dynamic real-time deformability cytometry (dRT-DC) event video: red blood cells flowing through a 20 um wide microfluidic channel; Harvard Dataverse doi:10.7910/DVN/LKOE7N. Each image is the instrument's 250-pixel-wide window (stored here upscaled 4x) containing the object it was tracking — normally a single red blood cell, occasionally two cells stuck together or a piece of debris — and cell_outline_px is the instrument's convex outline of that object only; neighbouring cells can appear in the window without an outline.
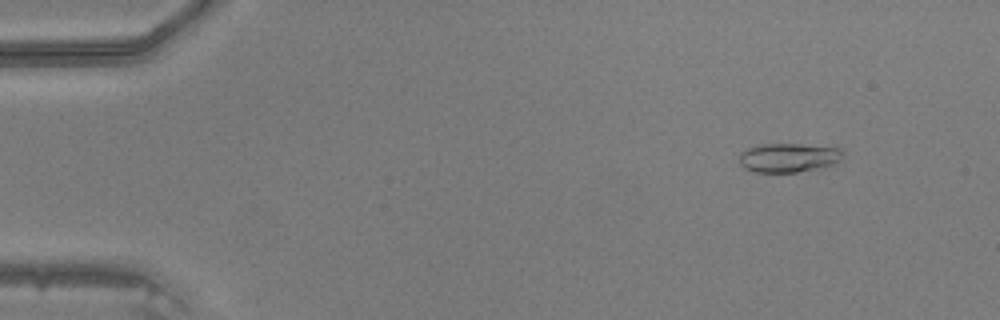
{"species": "common noctule bat (a hibernating species)", "species_latin": "Nyctalus noctula", "temperature_condition": "warm", "stored_images_in_passage": 45, "camera_frame_rate_fps": 3000, "um_per_image_px": 0.085, "animal": {"sex": "male", "body_mass_g": 20.5, "forearm_length_mm": 52.5}, "frame": {"image": 1, "passage_image": 3, "time_ms": 0.667, "image_size_px": [1000, 320], "cell_outline_px": [[844, 160], [820, 168], [796, 172], [752, 172], [744, 168], [740, 164], [740, 152], [748, 148], [760, 144], [800, 144], [840, 148], [844, 152]], "centroid_in_image_um": [67.05, 13.4], "position_along_channel_um": 17.9, "area_um2": 17.74}}
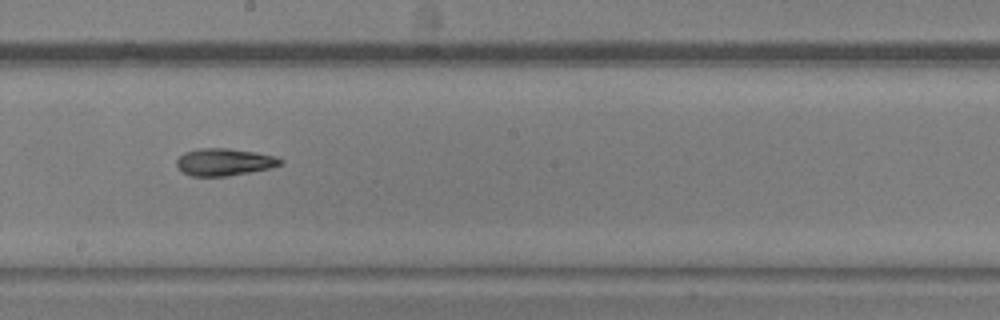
{"frame": {"image": 2, "passage_image": 25, "time_ms": 8.0, "image_size_px": [1000, 320], "cell_outline_px": [[284, 164], [272, 168], [228, 176], [192, 176], [180, 172], [176, 164], [176, 160], [184, 152], [200, 148], [228, 148], [256, 152], [272, 156], [284, 160]], "centroid_in_image_um": [19.06, 13.78], "position_along_channel_um": 229.1, "area_um2": 16.65}}
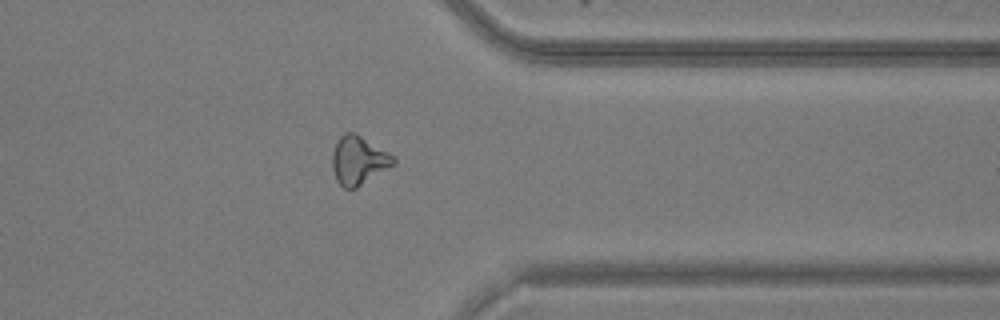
{"frame": {"image": 3, "passage_image": 36, "time_ms": 11.667, "image_size_px": [1000, 320], "cell_outline_px": [[396, 164], [356, 188], [344, 188], [336, 180], [332, 168], [332, 152], [340, 136], [344, 132], [352, 132], [360, 136], [396, 156]], "centroid_in_image_um": [30.49, 13.64], "position_along_channel_um": 380.9, "area_um2": 17.28}}